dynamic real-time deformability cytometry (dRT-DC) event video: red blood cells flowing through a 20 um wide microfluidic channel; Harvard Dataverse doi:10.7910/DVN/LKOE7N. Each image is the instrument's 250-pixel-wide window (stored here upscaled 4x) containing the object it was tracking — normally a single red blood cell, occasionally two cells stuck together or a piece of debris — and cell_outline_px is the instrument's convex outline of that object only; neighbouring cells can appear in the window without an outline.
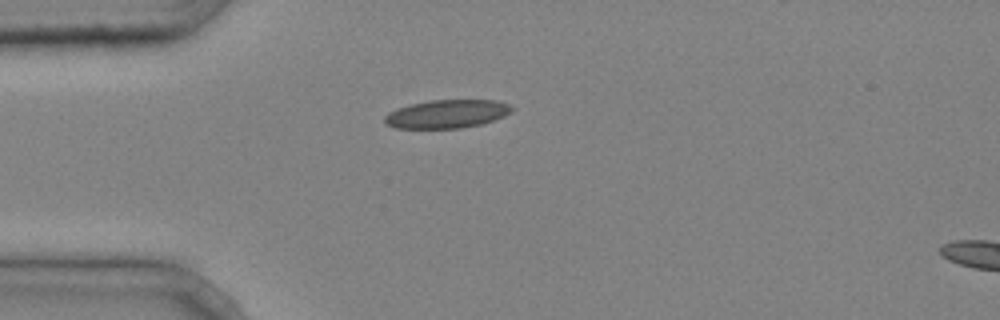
{"species": "common noctule bat (a hibernating species)", "species_latin": "Nyctalus noctula", "temperature_condition": "cold", "stored_images_in_passage": 2, "camera_frame_rate_fps": 3000, "um_per_image_px": 0.085, "animal": {"sex": "male", "body_mass_g": 20.4}, "frame": {"image": 1, "passage_image": 1, "time_ms": 0.0, "image_size_px": [1000, 320], "cell_outline_px": [[516, 108], [512, 112], [504, 116], [484, 124], [460, 128], [396, 128], [384, 124], [384, 116], [388, 112], [396, 108], [412, 104], [432, 100], [496, 100], [512, 104]], "centroid_in_image_um": [38.03, 9.68], "position_along_channel_um": 47.0, "area_um2": 21.33}}